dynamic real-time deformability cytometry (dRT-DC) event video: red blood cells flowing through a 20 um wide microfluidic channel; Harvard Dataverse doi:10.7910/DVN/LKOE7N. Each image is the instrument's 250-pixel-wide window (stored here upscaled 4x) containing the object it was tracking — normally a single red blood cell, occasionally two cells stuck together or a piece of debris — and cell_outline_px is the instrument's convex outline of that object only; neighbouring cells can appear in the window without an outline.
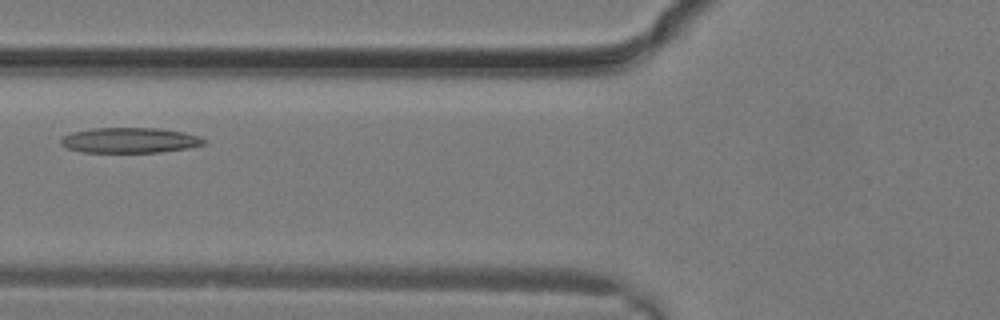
{"species": "common noctule bat (a hibernating species)", "species_latin": "Nyctalus noctula", "temperature_condition": "warm", "stored_images_in_passage": 10, "camera_frame_rate_fps": 3000, "um_per_image_px": 0.085, "animal": {"sex": "male", "body_mass_g": 19.2, "forearm_length_mm": 51.8}, "frame": {"image": 1, "passage_image": 9, "time_ms": 2.667, "image_size_px": [1000, 320], "cell_outline_px": [[208, 144], [188, 148], [160, 152], [80, 152], [68, 148], [60, 144], [60, 140], [64, 136], [72, 132], [92, 128], [156, 128], [184, 132], [200, 136], [208, 140]], "centroid_in_image_um": [11.08, 11.92], "position_along_channel_um": 114.7, "area_um2": 21.27}}